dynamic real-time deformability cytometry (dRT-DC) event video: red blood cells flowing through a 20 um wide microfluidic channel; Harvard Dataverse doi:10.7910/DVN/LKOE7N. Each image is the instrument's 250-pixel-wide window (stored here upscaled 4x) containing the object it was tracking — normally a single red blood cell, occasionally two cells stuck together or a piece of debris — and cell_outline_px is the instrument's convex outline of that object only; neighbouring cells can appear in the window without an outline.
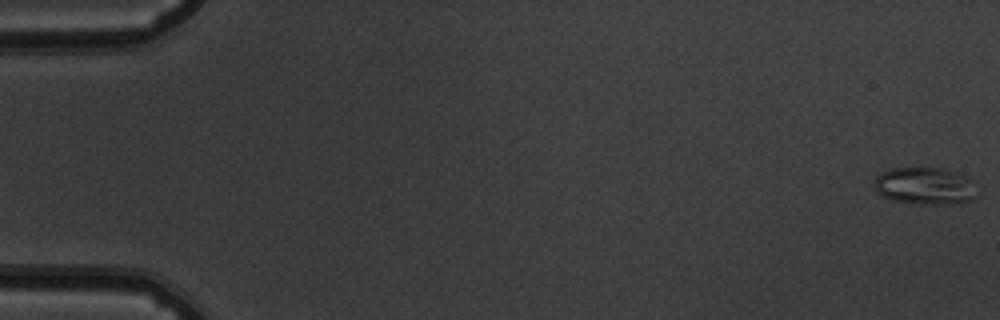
{"species": "common noctule bat (a hibernating species)", "species_latin": "Nyctalus noctula", "temperature_condition": "warm", "stored_images_in_passage": 54, "camera_frame_rate_fps": 3000, "um_per_image_px": 0.085, "animal": {"sex": "male", "body_mass_g": 19.5, "forearm_length_mm": 54.6}, "frame": {"image": 1, "passage_image": 1, "time_ms": 0.0, "image_size_px": [1000, 320], "cell_outline_px": [[980, 192], [972, 200], [948, 204], [912, 204], [892, 200], [880, 196], [876, 188], [876, 176], [880, 172], [892, 168], [940, 168], [964, 176], [972, 180]], "centroid_in_image_um": [78.64, 15.82], "position_along_channel_um": 6.4, "area_um2": 22.43}}
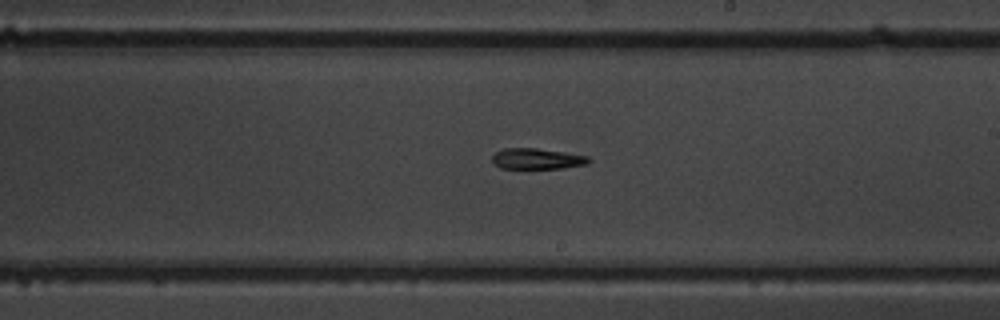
{"frame": {"image": 2, "passage_image": 32, "time_ms": 10.333, "image_size_px": [1000, 320], "cell_outline_px": [[592, 160], [588, 164], [564, 168], [500, 168], [492, 160], [492, 156], [496, 152], [504, 148], [536, 148], [564, 152], [588, 156]], "centroid_in_image_um": [45.68, 13.49], "position_along_channel_um": 243.3, "area_um2": 11.68}}
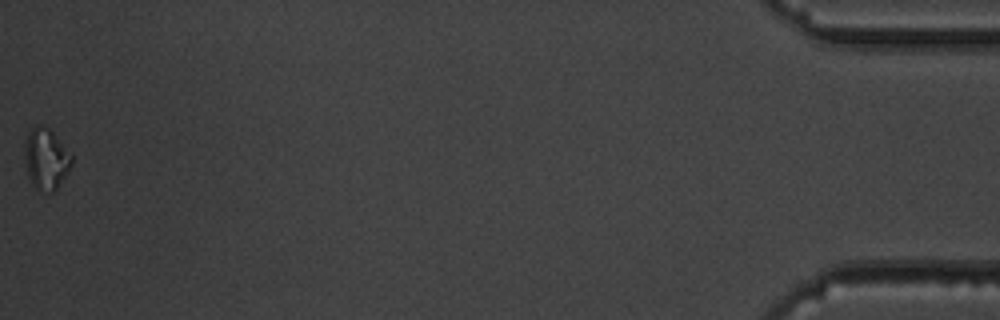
{"frame": {"image": 3, "passage_image": 54, "time_ms": 17.667, "image_size_px": [1000, 320], "cell_outline_px": [[72, 164], [68, 172], [56, 188], [52, 192], [48, 192], [36, 188], [32, 184], [28, 176], [24, 152], [24, 148], [28, 132], [36, 124], [48, 128], [72, 152]], "centroid_in_image_um": [3.93, 13.49], "position_along_channel_um": 431.3, "area_um2": 16.65}}